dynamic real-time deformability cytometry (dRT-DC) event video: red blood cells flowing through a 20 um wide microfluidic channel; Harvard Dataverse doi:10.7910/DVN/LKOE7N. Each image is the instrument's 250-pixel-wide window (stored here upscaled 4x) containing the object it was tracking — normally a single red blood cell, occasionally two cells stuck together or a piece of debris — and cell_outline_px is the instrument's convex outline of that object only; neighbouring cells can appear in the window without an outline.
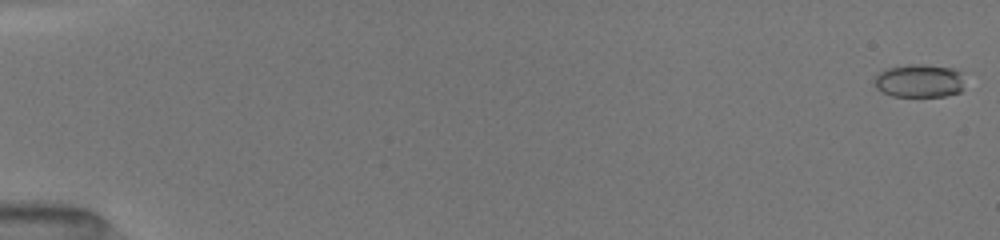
{"species": "common noctule bat (a hibernating species)", "species_latin": "Nyctalus noctula", "temperature_condition": "room temperature", "stored_images_in_passage": 53, "camera_frame_rate_fps": 3000, "um_per_image_px": 0.085, "animal": {"sex": "female", "body_mass_g": 19.5, "forearm_length_mm": 54.1}, "frame": {"image": 1, "passage_image": 2, "time_ms": 0.333, "image_size_px": [1000, 240], "cell_outline_px": [[960, 92], [944, 96], [892, 96], [876, 88], [872, 80], [872, 76], [884, 68], [908, 64], [924, 64], [952, 68], [960, 72]], "centroid_in_image_um": [78.02, 6.85], "position_along_channel_um": 7.0, "area_um2": 17.51}}
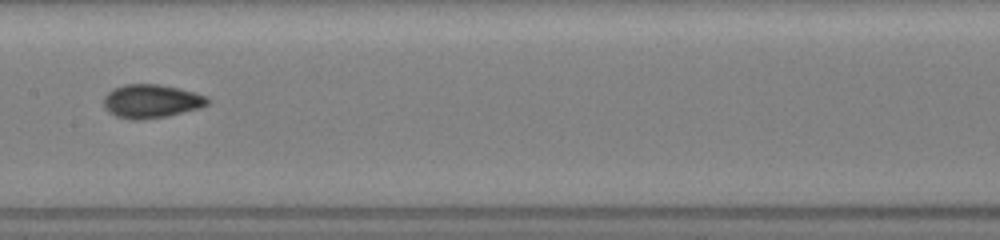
{"frame": {"image": 2, "passage_image": 29, "time_ms": 9.333, "image_size_px": [1000, 240], "cell_outline_px": [[212, 100], [208, 104], [200, 108], [168, 116], [144, 120], [132, 120], [116, 116], [108, 112], [104, 108], [104, 96], [108, 92], [124, 84], [160, 84], [208, 96]], "centroid_in_image_um": [12.87, 8.62], "position_along_channel_um": 194.5, "area_um2": 20.46}}
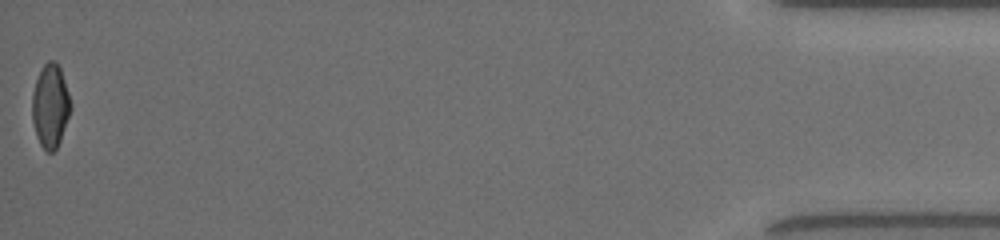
{"frame": {"image": 3, "passage_image": 53, "time_ms": 17.333, "image_size_px": [1000, 240], "cell_outline_px": [[72, 108], [60, 140], [56, 148], [52, 152], [48, 152], [40, 144], [36, 136], [32, 120], [32, 92], [36, 80], [44, 64], [48, 60], [56, 60], [60, 68], [72, 104]], "centroid_in_image_um": [4.28, 8.99], "position_along_channel_um": 430.9, "area_um2": 18.73}, "authors_computed_cell_mechanics": {"area_um2": 18.785, "velocity_mm_per_s": 4.0445, "shape_relaxation_time_tau1_ms": 4.5014, "shape_relaxation_time_tau2_ms": 1.0095, "deformation_change_tau1": 0.1457, "deformation_change_tau2": 0.0467}}